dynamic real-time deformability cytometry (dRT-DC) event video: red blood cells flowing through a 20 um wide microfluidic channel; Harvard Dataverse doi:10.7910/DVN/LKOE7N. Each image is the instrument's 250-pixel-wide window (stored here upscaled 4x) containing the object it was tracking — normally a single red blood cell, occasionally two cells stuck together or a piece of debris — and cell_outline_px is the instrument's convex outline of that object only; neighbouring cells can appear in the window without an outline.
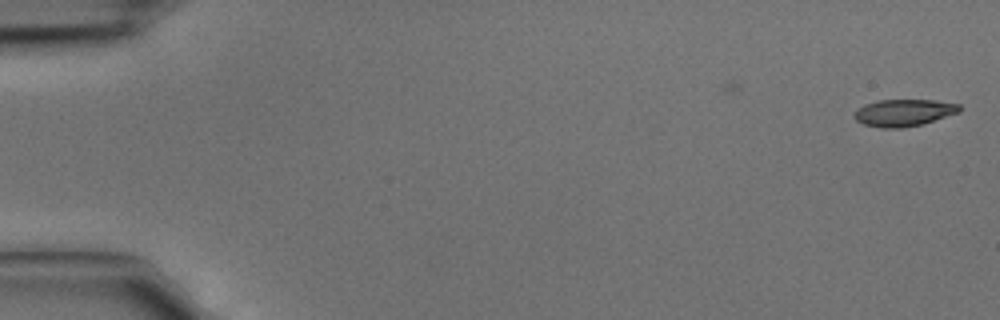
{"species": "common noctule bat (a hibernating species)", "species_latin": "Nyctalus noctula", "temperature_condition": "cold", "stored_images_in_passage": 5, "camera_frame_rate_fps": 3000, "um_per_image_px": 0.085, "animal": {"sex": "male", "body_mass_g": 15.6}, "frame": {"image": 1, "passage_image": 1, "time_ms": 0.0, "image_size_px": [1000, 320], "cell_outline_px": [[960, 112], [920, 124], [900, 128], [880, 128], [864, 124], [856, 120], [852, 116], [864, 104], [876, 100], [936, 100], [960, 104]], "centroid_in_image_um": [76.81, 9.57], "position_along_channel_um": 8.2, "area_um2": 16.42}}